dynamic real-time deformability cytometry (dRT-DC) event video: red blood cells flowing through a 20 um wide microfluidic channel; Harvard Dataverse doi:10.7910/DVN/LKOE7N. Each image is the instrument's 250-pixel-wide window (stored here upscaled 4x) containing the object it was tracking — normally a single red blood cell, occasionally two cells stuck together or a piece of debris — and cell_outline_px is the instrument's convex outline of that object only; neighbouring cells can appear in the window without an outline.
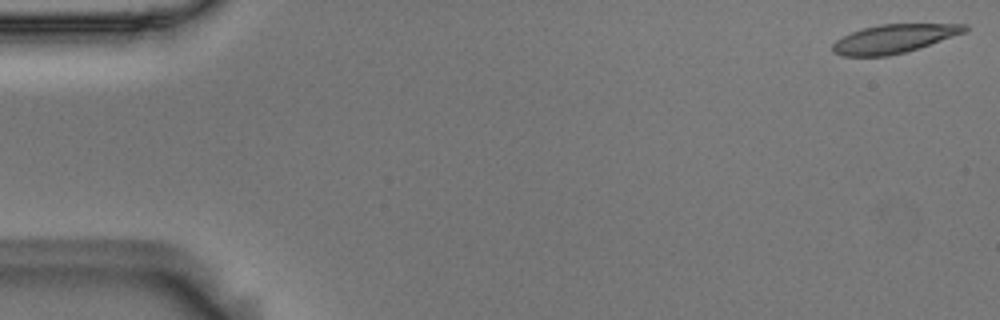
{"species": "Egyptian fruit bat (a non-hibernating species)", "species_latin": "Rousettus aegyptiacus", "temperature_condition": "room temperature", "stored_images_in_passage": 10, "camera_frame_rate_fps": 3000, "um_per_image_px": 0.085, "animal": {"sex": "male"}, "frame": {"image": 1, "passage_image": 1, "time_ms": 0.0, "image_size_px": [1000, 320], "cell_outline_px": [[968, 28], [964, 32], [904, 52], [888, 56], [840, 56], [832, 52], [832, 44], [836, 40], [852, 32], [864, 28], [880, 24], [968, 24]], "centroid_in_image_um": [75.91, 3.29], "position_along_channel_um": 9.1, "area_um2": 21.62}}